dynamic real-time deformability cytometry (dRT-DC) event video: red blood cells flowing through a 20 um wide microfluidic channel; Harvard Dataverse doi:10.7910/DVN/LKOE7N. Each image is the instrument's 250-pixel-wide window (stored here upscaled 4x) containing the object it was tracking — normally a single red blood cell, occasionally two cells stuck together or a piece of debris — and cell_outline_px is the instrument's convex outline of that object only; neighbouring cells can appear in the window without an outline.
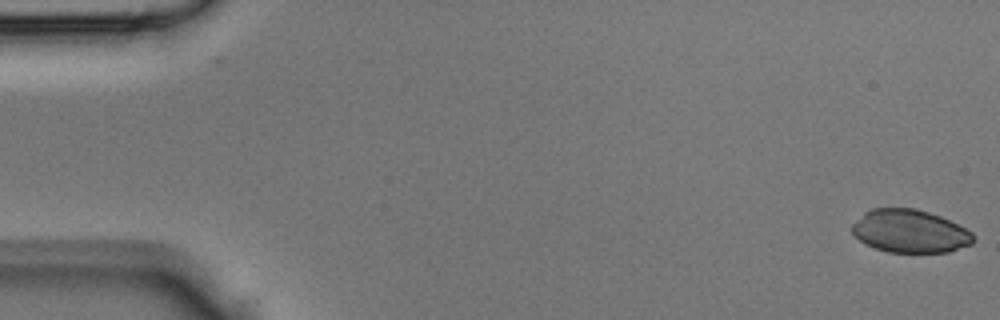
{"species": "Egyptian fruit bat (a non-hibernating species)", "species_latin": "Rousettus aegyptiacus", "temperature_condition": "room temperature", "stored_images_in_passage": 2, "camera_frame_rate_fps": 3000, "um_per_image_px": 0.085, "animal": {"sex": "male"}, "frame": {"image": 1, "passage_image": 2, "time_ms": 0.333, "image_size_px": [1000, 320], "cell_outline_px": [[976, 240], [972, 244], [948, 252], [888, 252], [864, 244], [852, 232], [852, 224], [864, 212], [872, 208], [916, 208], [940, 216], [972, 232]], "centroid_in_image_um": [77.34, 19.65], "position_along_channel_um": 7.7, "area_um2": 30.35}}